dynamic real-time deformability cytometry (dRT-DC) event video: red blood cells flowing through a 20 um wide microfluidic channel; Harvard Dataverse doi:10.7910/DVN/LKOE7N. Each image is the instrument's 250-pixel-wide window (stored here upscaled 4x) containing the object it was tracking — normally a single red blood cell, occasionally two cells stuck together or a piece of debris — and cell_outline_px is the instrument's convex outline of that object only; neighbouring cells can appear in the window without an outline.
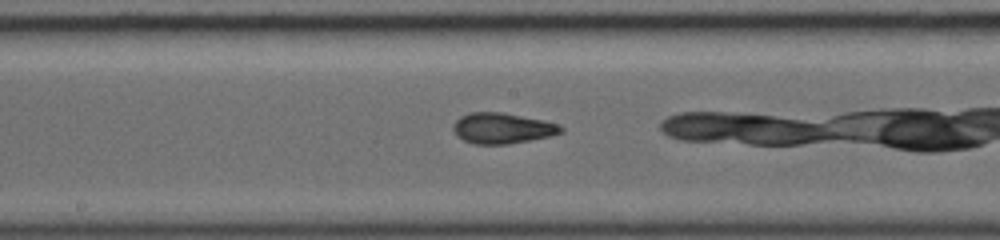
{"species": "common noctule bat (a hibernating species)", "species_latin": "Nyctalus noctula", "temperature_condition": "warm", "stored_images_in_passage": 15, "camera_frame_rate_fps": 5000, "um_per_image_px": 0.085, "animal": {"sex": "female", "body_mass_g": 19.0, "forearm_length_mm": 56.7}, "frame": {"image": 1, "passage_image": 7, "time_ms": 3.2, "image_size_px": [1000, 240], "cell_outline_px": [[564, 132], [548, 136], [508, 144], [476, 144], [464, 140], [456, 136], [452, 128], [452, 124], [460, 116], [472, 112], [504, 112], [544, 120], [556, 124], [564, 128]], "centroid_in_image_um": [42.66, 10.89], "position_along_channel_um": 205.5, "area_um2": 19.25}}